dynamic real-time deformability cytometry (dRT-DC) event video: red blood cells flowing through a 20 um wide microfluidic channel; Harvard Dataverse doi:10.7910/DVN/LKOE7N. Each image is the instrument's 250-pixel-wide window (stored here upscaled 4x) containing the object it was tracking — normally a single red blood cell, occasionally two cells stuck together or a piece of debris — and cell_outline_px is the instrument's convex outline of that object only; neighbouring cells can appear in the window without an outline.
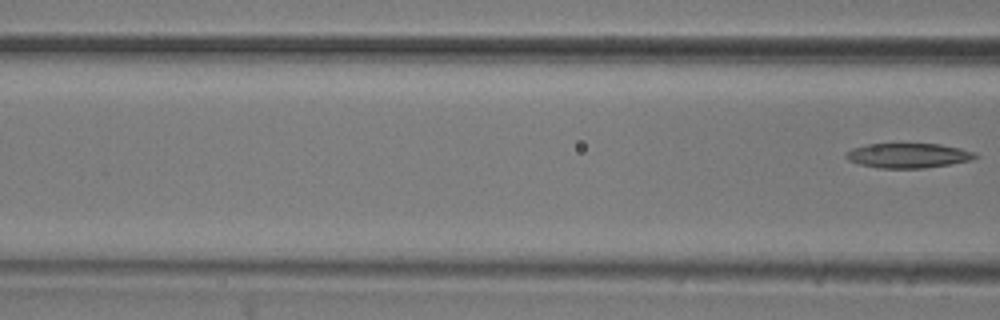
{"species": "common noctule bat (a hibernating species)", "species_latin": "Nyctalus noctula", "temperature_condition": "room temperature", "stored_images_in_passage": 8, "segment_of_instrument_passage": [2, 2], "camera_frame_rate_fps": 3000, "um_per_image_px": 0.085, "animal": {"sex": "male", "body_mass_g": 20.5, "forearm_length_mm": 52.5}, "frame": {"image": 1, "passage_image": 8, "time_ms": 2.333, "image_size_px": [1000, 320], "cell_outline_px": [[980, 156], [972, 160], [924, 168], [880, 168], [860, 164], [848, 160], [844, 156], [844, 152], [852, 148], [868, 144], [940, 144], [960, 148], [976, 152]], "centroid_in_image_um": [77.2, 13.22], "position_along_channel_um": 89.4, "area_um2": 18.67}}